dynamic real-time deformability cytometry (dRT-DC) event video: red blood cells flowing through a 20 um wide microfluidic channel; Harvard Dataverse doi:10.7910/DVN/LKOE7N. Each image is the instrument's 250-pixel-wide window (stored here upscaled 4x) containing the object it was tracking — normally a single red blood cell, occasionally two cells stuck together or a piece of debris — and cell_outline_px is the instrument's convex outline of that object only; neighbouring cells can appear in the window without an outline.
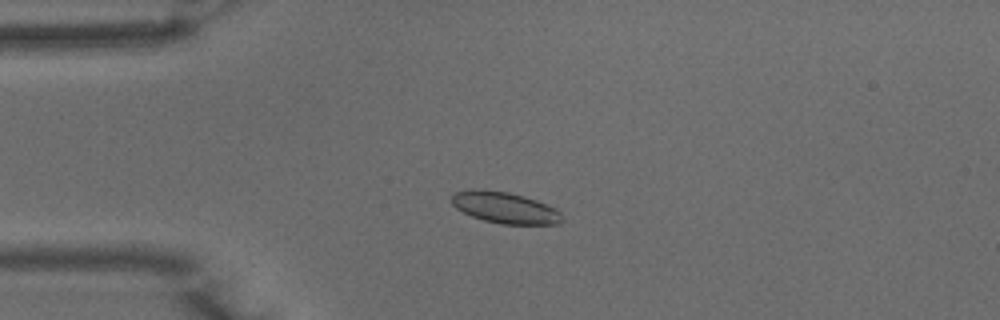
{"species": "common noctule bat (a hibernating species)", "species_latin": "Nyctalus noctula", "temperature_condition": "warm", "stored_images_in_passage": 51, "camera_frame_rate_fps": 3000, "um_per_image_px": 0.085, "animal": {"sex": "male", "body_mass_g": 15.6}, "frame": {"image": 1, "passage_image": 13, "time_ms": 4.0, "image_size_px": [1000, 320], "cell_outline_px": [[564, 220], [560, 224], [500, 224], [484, 220], [472, 216], [456, 208], [452, 204], [452, 196], [456, 192], [468, 188], [476, 188], [508, 192], [524, 196], [536, 200], [556, 208], [564, 216]], "centroid_in_image_um": [42.94, 17.64], "position_along_channel_um": 42.1, "area_um2": 20.35}}
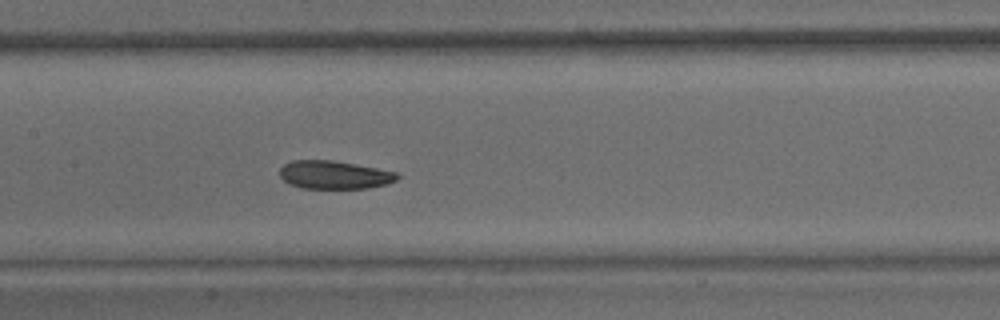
{"frame": {"image": 2, "passage_image": 25, "time_ms": 8.0, "image_size_px": [1000, 320], "cell_outline_px": [[400, 176], [396, 180], [384, 184], [368, 188], [300, 188], [284, 180], [280, 176], [280, 168], [284, 164], [292, 160], [332, 160], [400, 172]], "centroid_in_image_um": [28.43, 14.85], "position_along_channel_um": 179.0, "area_um2": 19.25}}
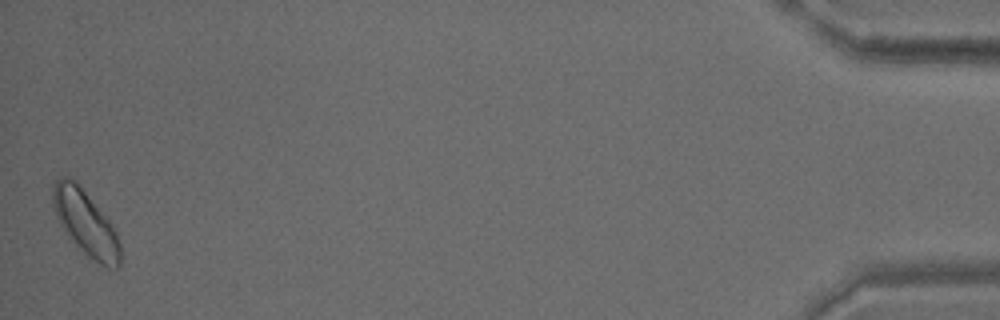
{"frame": {"image": 3, "passage_image": 51, "time_ms": 16.667, "image_size_px": [1000, 320], "cell_outline_px": [[120, 268], [108, 268], [100, 264], [88, 256], [80, 248], [60, 224], [56, 216], [52, 204], [52, 184], [60, 176], [68, 176], [76, 180], [108, 220], [120, 244]], "centroid_in_image_um": [7.24, 18.91], "position_along_channel_um": 428.0, "area_um2": 25.03}, "authors_computed_cell_mechanics": {"area_um2": 20.3456, "velocity_mm_per_s": 3.949, "shape_relaxation_time_tau1_ms": null, "shape_relaxation_time_tau2_ms": 2.1984, "deformation_change_tau1": null, "deformation_change_tau2": 0.0771}}